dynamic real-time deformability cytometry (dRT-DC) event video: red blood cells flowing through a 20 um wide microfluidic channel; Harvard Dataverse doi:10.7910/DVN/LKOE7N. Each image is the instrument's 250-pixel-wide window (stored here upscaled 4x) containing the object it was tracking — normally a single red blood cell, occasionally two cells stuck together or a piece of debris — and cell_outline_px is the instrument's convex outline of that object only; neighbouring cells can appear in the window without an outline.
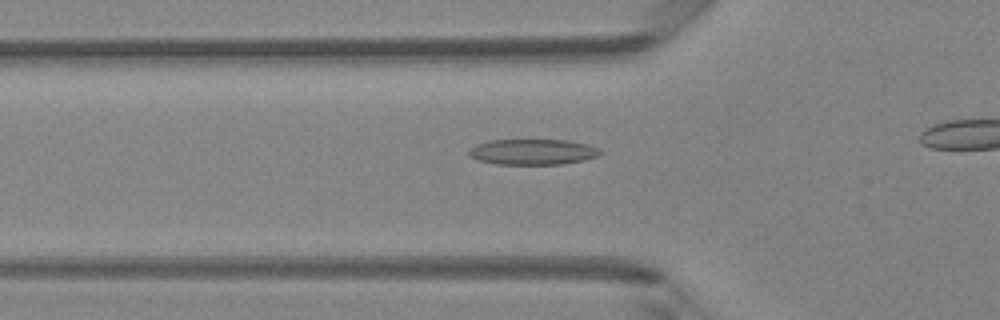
{"species": "Egyptian fruit bat (a non-hibernating species)", "species_latin": "Rousettus aegyptiacus", "temperature_condition": "room temperature", "stored_images_in_passage": 35, "camera_frame_rate_fps": 3000, "um_per_image_px": 0.085, "animal": {"sex": "female"}, "frame": {"image": 1, "passage_image": 12, "time_ms": 3.667, "image_size_px": [1000, 320], "cell_outline_px": [[600, 152], [596, 156], [584, 160], [560, 164], [496, 164], [476, 160], [468, 156], [468, 152], [476, 144], [488, 140], [568, 140], [588, 144], [596, 148]], "centroid_in_image_um": [45.21, 12.91], "position_along_channel_um": 80.6, "area_um2": 19.54}}
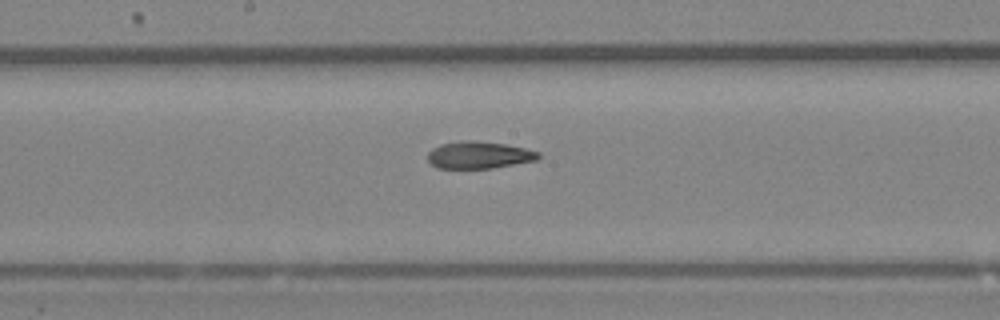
{"frame": {"image": 2, "passage_image": 21, "time_ms": 6.667, "image_size_px": [1000, 320], "cell_outline_px": [[540, 156], [536, 160], [492, 168], [436, 168], [428, 160], [428, 152], [432, 148], [440, 144], [464, 140], [472, 140], [504, 144], [524, 148], [540, 152]], "centroid_in_image_um": [40.68, 13.17], "position_along_channel_um": 207.5, "area_um2": 17.4}}
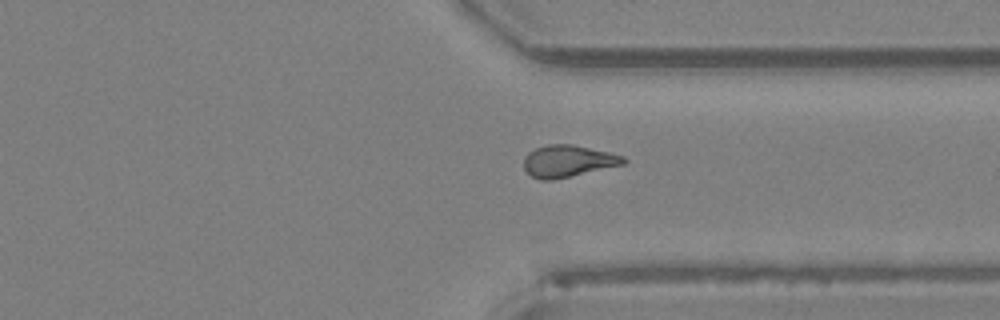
{"frame": {"image": 3, "passage_image": 32, "time_ms": 10.333, "image_size_px": [1000, 320], "cell_outline_px": [[628, 160], [624, 164], [552, 180], [540, 180], [532, 176], [524, 168], [524, 156], [528, 152], [536, 148], [548, 144], [572, 144], [608, 152], [624, 156]], "centroid_in_image_um": [48.26, 13.68], "position_along_channel_um": 363.1, "area_um2": 18.38}}